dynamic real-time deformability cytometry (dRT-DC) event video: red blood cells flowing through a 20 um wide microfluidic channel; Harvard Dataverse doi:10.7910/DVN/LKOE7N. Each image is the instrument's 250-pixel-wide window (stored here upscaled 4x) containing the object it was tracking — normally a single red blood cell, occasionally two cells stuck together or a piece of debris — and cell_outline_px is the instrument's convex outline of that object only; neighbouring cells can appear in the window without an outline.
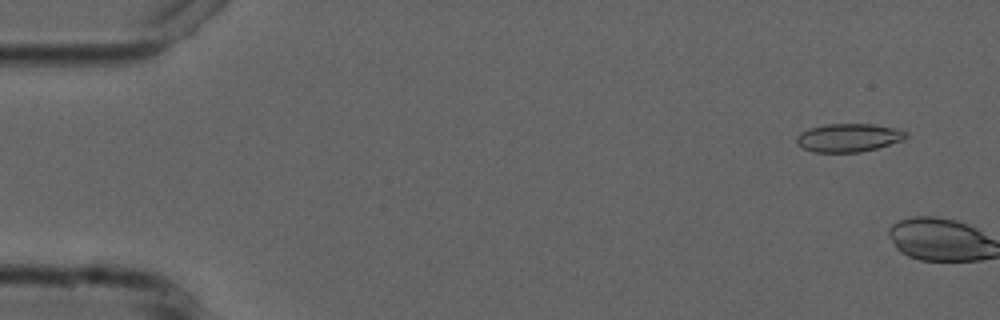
{"species": "common noctule bat (a hibernating species)", "species_latin": "Nyctalus noctula", "temperature_condition": "cold", "stored_images_in_passage": 4, "camera_frame_rate_fps": 3000, "um_per_image_px": 0.085, "animal": {"sex": "male", "forearm_length_mm": 52.5}, "frame": {"image": 1, "passage_image": 3, "time_ms": 0.667, "image_size_px": [1000, 320], "cell_outline_px": [[908, 136], [904, 140], [876, 148], [860, 152], [812, 152], [796, 144], [796, 136], [800, 132], [808, 128], [824, 124], [872, 124], [892, 128], [904, 132]], "centroid_in_image_um": [72.06, 11.7], "position_along_channel_um": 12.9, "area_um2": 17.98}}